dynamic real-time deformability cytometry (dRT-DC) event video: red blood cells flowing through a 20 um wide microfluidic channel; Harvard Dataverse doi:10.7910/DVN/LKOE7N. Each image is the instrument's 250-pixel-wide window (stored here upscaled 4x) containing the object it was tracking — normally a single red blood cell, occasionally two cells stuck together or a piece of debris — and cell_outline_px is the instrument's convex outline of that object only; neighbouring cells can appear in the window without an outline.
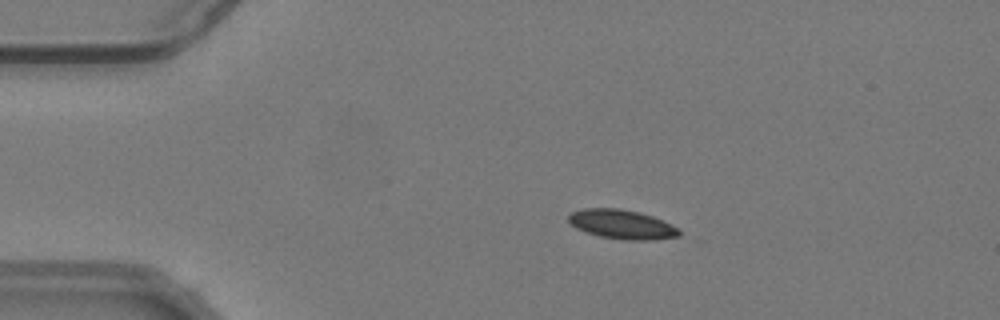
{"species": "common noctule bat (a hibernating species)", "species_latin": "Nyctalus noctula", "temperature_condition": "warm", "stored_images_in_passage": 48, "camera_frame_rate_fps": 3000, "um_per_image_px": 0.085, "animal": {"sex": "male", "body_mass_g": 19.2, "forearm_length_mm": 51.8}, "frame": {"image": 1, "passage_image": 4, "time_ms": 1.0, "image_size_px": [1000, 320], "cell_outline_px": [[680, 236], [652, 240], [624, 240], [600, 236], [576, 228], [568, 220], [568, 216], [572, 212], [584, 208], [620, 208], [640, 212], [664, 220], [680, 228]], "centroid_in_image_um": [52.91, 19.06], "position_along_channel_um": 32.1, "area_um2": 18.96}}
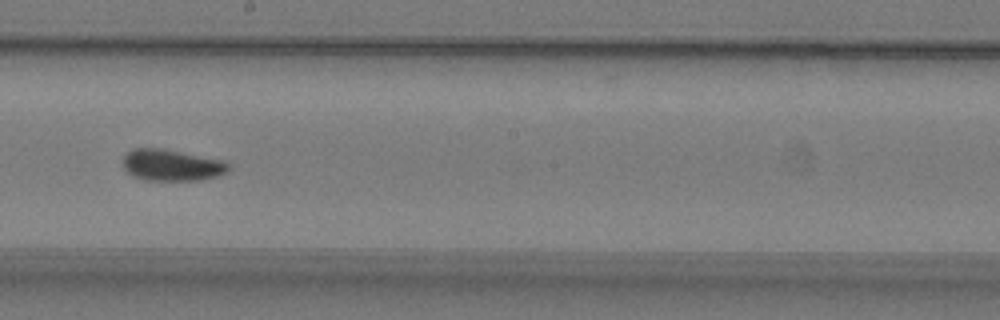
{"frame": {"image": 2, "passage_image": 24, "time_ms": 7.667, "image_size_px": [1000, 320], "cell_outline_px": [[232, 164], [228, 172], [216, 176], [200, 180], [144, 180], [132, 176], [124, 168], [124, 156], [132, 148], [164, 148], [228, 160]], "centroid_in_image_um": [14.67, 14.02], "position_along_channel_um": 233.5, "area_um2": 19.83}}
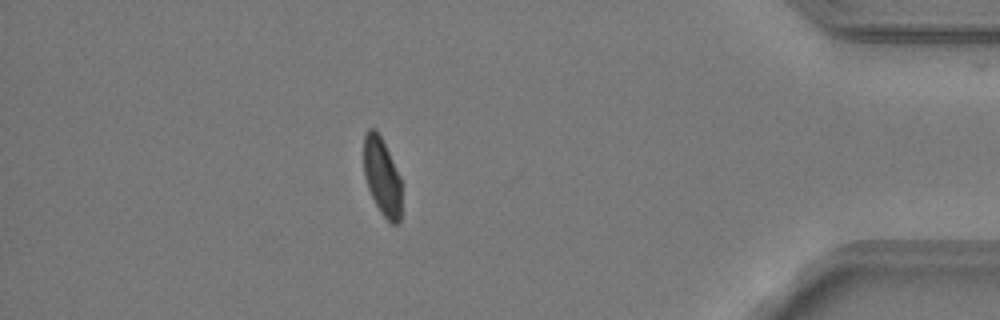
{"frame": {"image": 3, "passage_image": 41, "time_ms": 13.333, "image_size_px": [1000, 320], "cell_outline_px": [[400, 220], [396, 224], [392, 224], [380, 212], [368, 188], [364, 176], [364, 136], [368, 128], [376, 128], [400, 176]], "centroid_in_image_um": [32.45, 15.0], "position_along_channel_um": 402.7, "area_um2": 16.82}, "authors_computed_cell_mechanics": {"area_um2": 18.7561, "velocity_mm_per_s": 3.7763, "shape_relaxation_time_tau1_ms": 4.8382, "shape_relaxation_time_tau2_ms": null, "deformation_change_tau1": 0.1093, "deformation_change_tau2": null}}